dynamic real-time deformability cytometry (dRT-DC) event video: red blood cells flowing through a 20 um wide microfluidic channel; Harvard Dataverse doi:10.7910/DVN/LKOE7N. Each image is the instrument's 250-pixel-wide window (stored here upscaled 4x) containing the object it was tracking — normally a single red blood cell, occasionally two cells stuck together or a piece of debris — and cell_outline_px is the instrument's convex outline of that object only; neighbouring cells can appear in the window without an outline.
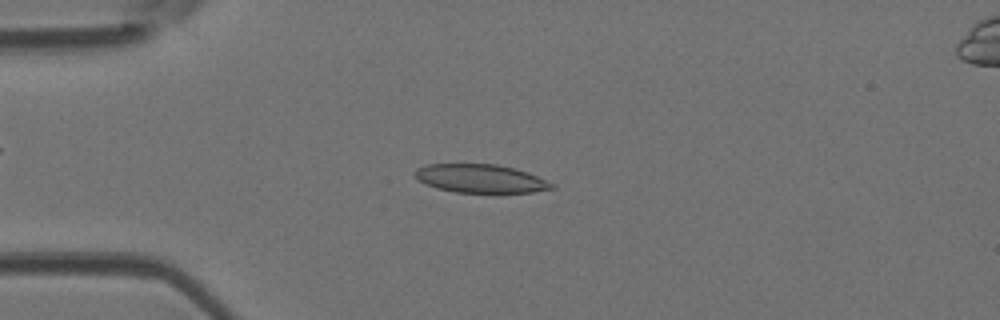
{"species": "Egyptian fruit bat (a non-hibernating species)", "species_latin": "Rousettus aegyptiacus", "temperature_condition": "room temperature", "stored_images_in_passage": 4, "camera_frame_rate_fps": 3000, "um_per_image_px": 0.085, "animal": {"sex": "female"}, "frame": {"image": 1, "passage_image": 3, "time_ms": 0.667, "image_size_px": [1000, 320], "cell_outline_px": [[556, 188], [532, 192], [456, 192], [436, 188], [412, 176], [412, 172], [416, 168], [424, 164], [496, 164], [516, 168], [528, 172], [556, 184]], "centroid_in_image_um": [40.84, 15.16], "position_along_channel_um": 44.2, "area_um2": 22.83}}